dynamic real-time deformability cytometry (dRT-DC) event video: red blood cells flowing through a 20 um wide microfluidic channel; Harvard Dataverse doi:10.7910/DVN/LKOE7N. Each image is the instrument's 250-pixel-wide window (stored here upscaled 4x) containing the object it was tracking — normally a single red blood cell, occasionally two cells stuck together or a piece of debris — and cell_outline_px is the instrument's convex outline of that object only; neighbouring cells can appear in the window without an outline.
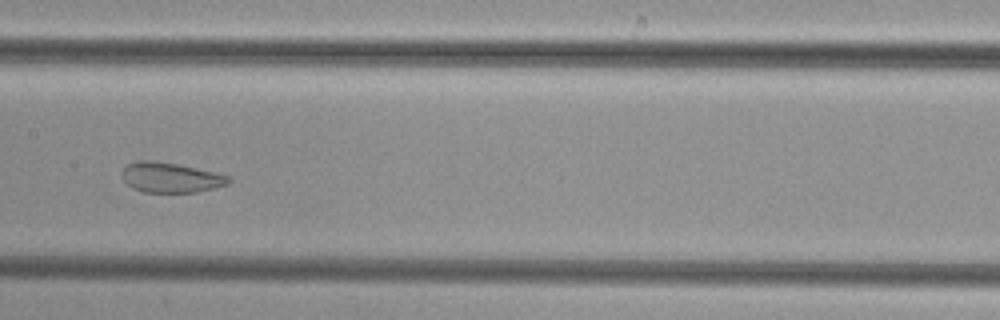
{"species": "common noctule bat (a hibernating species)", "species_latin": "Nyctalus noctula", "temperature_condition": "cold", "stored_images_in_passage": 48, "segment_of_instrument_passage": [1, 2], "camera_frame_rate_fps": 3000, "um_per_image_px": 0.085, "animal": {"sex": "female", "body_mass_g": 29.2, "forearm_length_mm": 56.3}, "frame": {"image": 1, "passage_image": 22, "time_ms": 7.0, "image_size_px": [1000, 320], "cell_outline_px": [[232, 180], [228, 184], [196, 192], [144, 192], [132, 188], [120, 176], [120, 172], [128, 164], [140, 160], [152, 160], [176, 164], [216, 172], [228, 176]], "centroid_in_image_um": [14.48, 15.09], "position_along_channel_um": 192.9, "area_um2": 18.61}}
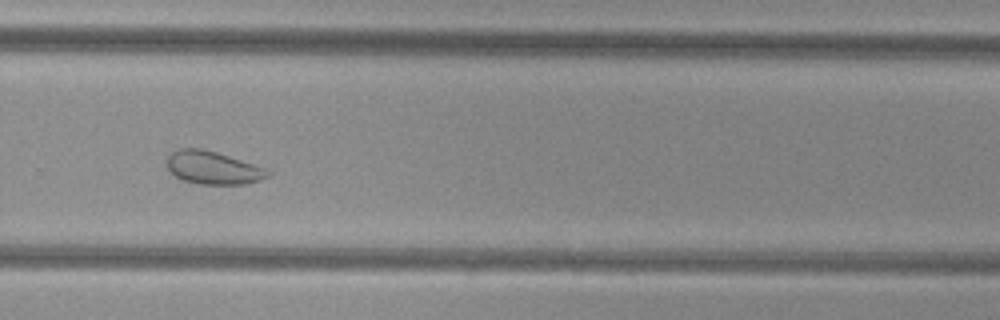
{"frame": {"image": 2, "passage_image": 31, "time_ms": 10.0, "image_size_px": [1000, 320], "cell_outline_px": [[272, 172], [268, 176], [260, 180], [244, 184], [200, 184], [184, 180], [176, 176], [168, 168], [168, 156], [172, 152], [180, 148], [200, 148], [216, 152], [264, 168]], "centroid_in_image_um": [18.1, 14.26], "position_along_channel_um": 311.7, "area_um2": 18.96}}
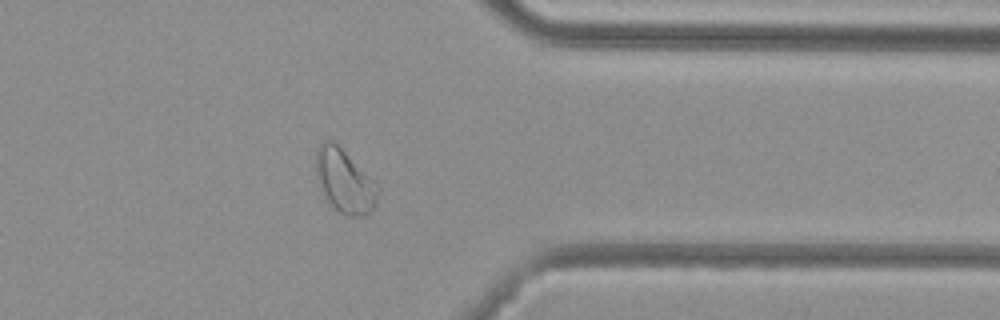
{"frame": {"image": 3, "passage_image": 37, "time_ms": 12.0, "image_size_px": [1000, 320], "cell_outline_px": [[380, 192], [372, 208], [364, 216], [344, 216], [324, 200], [316, 180], [316, 148], [324, 140], [332, 140], [376, 180], [380, 188]], "centroid_in_image_um": [29.27, 15.4], "position_along_channel_um": 382.1, "area_um2": 23.47}}